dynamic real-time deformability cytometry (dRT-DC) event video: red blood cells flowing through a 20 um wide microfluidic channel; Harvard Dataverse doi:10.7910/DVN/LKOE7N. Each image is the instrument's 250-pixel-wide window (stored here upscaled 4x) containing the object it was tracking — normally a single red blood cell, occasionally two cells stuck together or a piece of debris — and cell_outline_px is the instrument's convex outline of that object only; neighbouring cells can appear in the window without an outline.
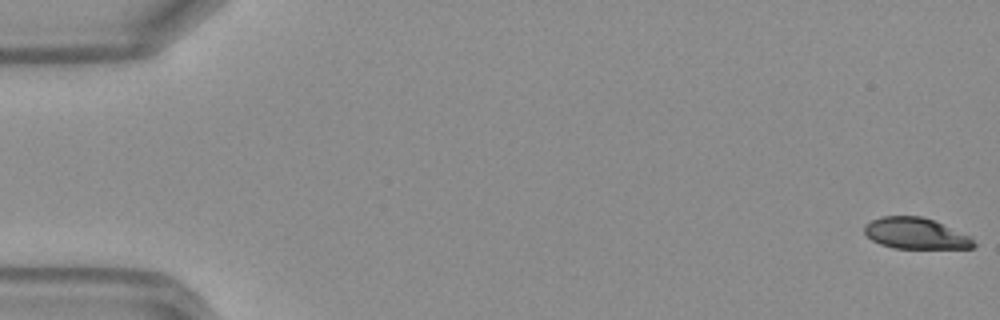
{"species": "Egyptian fruit bat (a non-hibernating species)", "species_latin": "Rousettus aegyptiacus", "temperature_condition": "warm", "stored_images_in_passage": 49, "camera_frame_rate_fps": 3000, "um_per_image_px": 0.085, "frame": {"image": 1, "passage_image": 1, "time_ms": 0.0, "image_size_px": [1000, 320], "cell_outline_px": [[976, 244], [972, 248], [892, 248], [880, 244], [872, 240], [864, 232], [864, 224], [880, 216], [920, 216], [932, 220], [972, 236]], "centroid_in_image_um": [77.83, 19.84], "position_along_channel_um": 7.2, "area_um2": 19.83}}
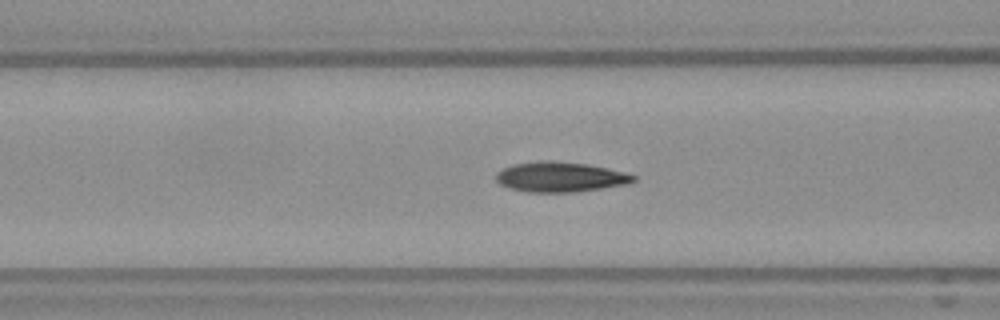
{"frame": {"image": 2, "passage_image": 20, "time_ms": 6.333, "image_size_px": [1000, 320], "cell_outline_px": [[636, 180], [628, 184], [572, 192], [528, 192], [508, 188], [500, 184], [496, 180], [496, 172], [512, 164], [540, 160], [588, 164], [636, 176]], "centroid_in_image_um": [47.55, 15.04], "position_along_channel_um": 119.0, "area_um2": 23.76}}
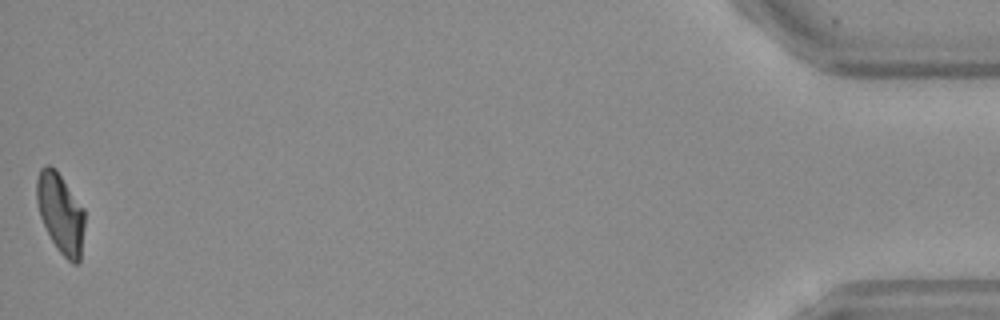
{"frame": {"image": 3, "passage_image": 49, "time_ms": 16.0, "image_size_px": [1000, 320], "cell_outline_px": [[84, 224], [80, 260], [76, 264], [72, 264], [56, 248], [40, 216], [36, 200], [36, 180], [40, 168], [48, 164], [56, 168], [84, 208]], "centroid_in_image_um": [5.14, 18.08], "position_along_channel_um": 430.1, "area_um2": 22.37}, "authors_computed_cell_mechanics": {"area_um2": 22.9466, "velocity_mm_per_s": 4.19, "shape_relaxation_time_tau1_ms": 6.9349, "shape_relaxation_time_tau2_ms": 2.5537, "deformation_change_tau1": 0.2175, "deformation_change_tau2": 0.0798}}